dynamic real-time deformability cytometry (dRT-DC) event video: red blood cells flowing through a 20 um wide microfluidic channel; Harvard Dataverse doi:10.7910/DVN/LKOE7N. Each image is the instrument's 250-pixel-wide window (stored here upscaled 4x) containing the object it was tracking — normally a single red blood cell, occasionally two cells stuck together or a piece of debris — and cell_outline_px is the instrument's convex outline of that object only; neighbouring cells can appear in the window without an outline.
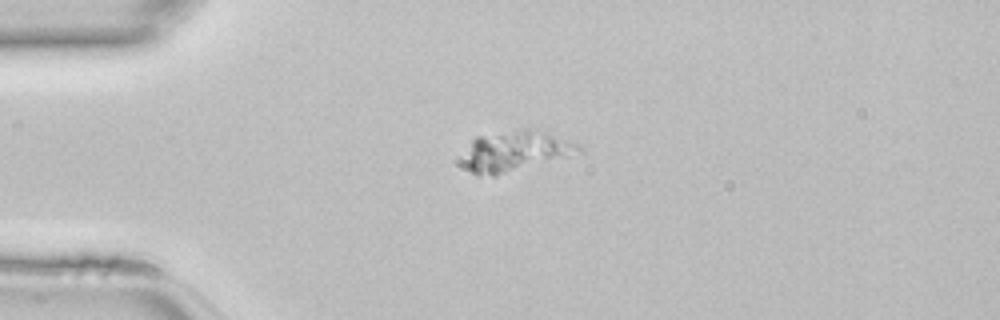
{"species": "common noctule bat (a hibernating species)", "species_latin": "Nyctalus noctula", "temperature_condition": "room temperature", "stored_images_in_passage": 36, "camera_frame_rate_fps": 3000, "um_per_image_px": 0.085, "animal": {"sex": "female", "body_mass_g": 22.7, "forearm_length_mm": 54.2}, "frame": {"image": 1, "passage_image": 1, "time_ms": 0.0, "image_size_px": [1000, 320], "cell_outline_px": [[584, 152], [496, 176], [476, 176], [468, 168], [468, 156], [472, 140], [476, 136], [516, 128], [528, 128], [544, 132], [580, 144], [584, 148]], "centroid_in_image_um": [43.92, 12.83], "position_along_channel_um": 41.1, "area_um2": 26.99}}
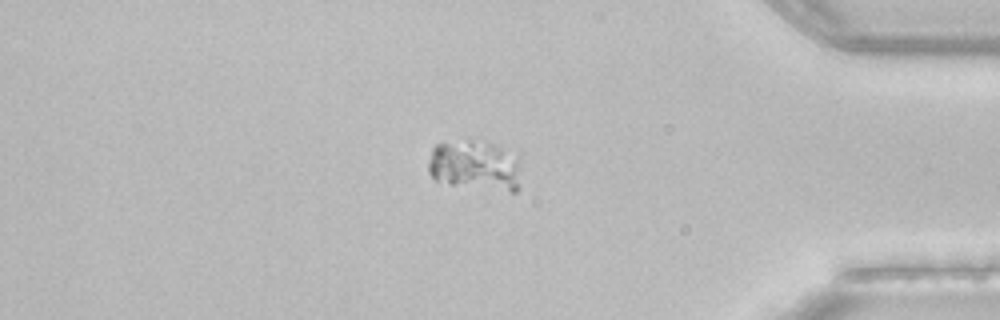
{"frame": {"image": 2, "passage_image": 29, "time_ms": 9.333, "image_size_px": [1000, 320], "cell_outline_px": [[520, 164], [516, 192], [512, 192], [452, 184], [432, 180], [428, 172], [428, 164], [432, 148], [436, 144], [468, 140], [484, 140], [496, 144], [520, 156]], "centroid_in_image_um": [40.37, 14.04], "position_along_channel_um": 394.8, "area_um2": 27.51}}
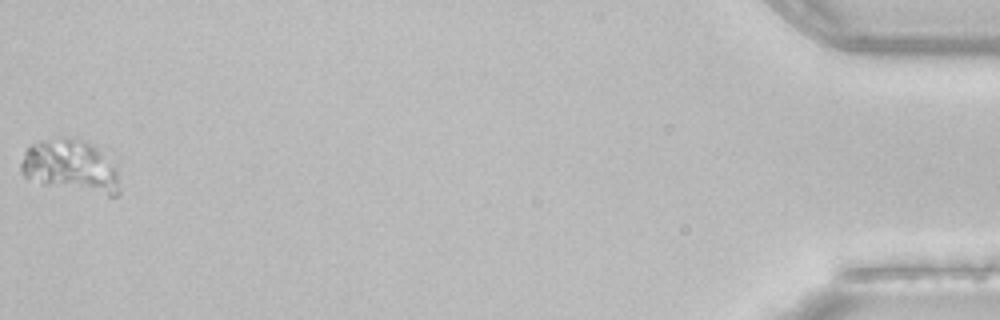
{"frame": {"image": 3, "passage_image": 36, "time_ms": 11.667, "image_size_px": [1000, 320], "cell_outline_px": [[120, 192], [116, 196], [108, 196], [44, 184], [24, 176], [20, 172], [20, 164], [24, 152], [32, 144], [40, 140], [56, 136], [72, 136], [84, 140], [96, 148], [116, 168], [120, 188]], "centroid_in_image_um": [5.98, 14.11], "position_along_channel_um": 429.2, "area_um2": 30.4}}